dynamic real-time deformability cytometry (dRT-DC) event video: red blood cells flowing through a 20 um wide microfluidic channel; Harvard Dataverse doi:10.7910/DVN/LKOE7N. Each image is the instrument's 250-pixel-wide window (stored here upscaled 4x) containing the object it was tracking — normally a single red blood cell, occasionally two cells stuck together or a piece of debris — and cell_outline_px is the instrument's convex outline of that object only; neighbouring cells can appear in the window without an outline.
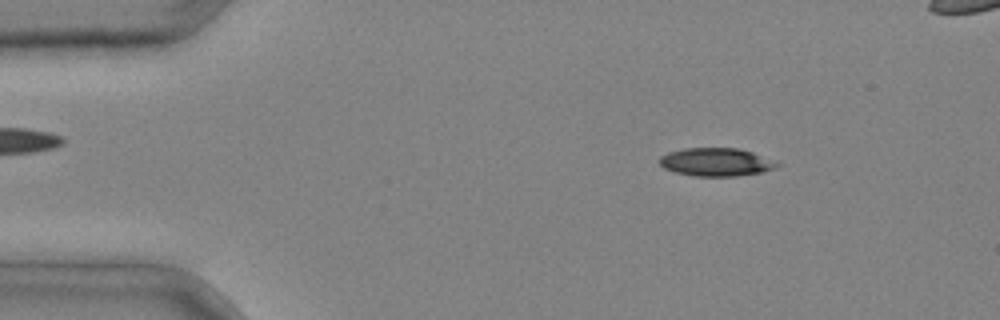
{"species": "common noctule bat (a hibernating species)", "species_latin": "Nyctalus noctula", "temperature_condition": "cold", "stored_images_in_passage": 3, "camera_frame_rate_fps": 3000, "um_per_image_px": 0.085, "animal": {"sex": "male", "body_mass_g": 20.4}, "frame": {"image": 1, "passage_image": 1, "time_ms": 0.0, "image_size_px": [1000, 320], "cell_outline_px": [[784, 164], [776, 168], [760, 172], [736, 176], [692, 176], [676, 172], [664, 168], [656, 160], [660, 156], [668, 152], [684, 148], [740, 148], [752, 152]], "centroid_in_image_um": [60.86, 13.77], "position_along_channel_um": 24.1, "area_um2": 19.48}}